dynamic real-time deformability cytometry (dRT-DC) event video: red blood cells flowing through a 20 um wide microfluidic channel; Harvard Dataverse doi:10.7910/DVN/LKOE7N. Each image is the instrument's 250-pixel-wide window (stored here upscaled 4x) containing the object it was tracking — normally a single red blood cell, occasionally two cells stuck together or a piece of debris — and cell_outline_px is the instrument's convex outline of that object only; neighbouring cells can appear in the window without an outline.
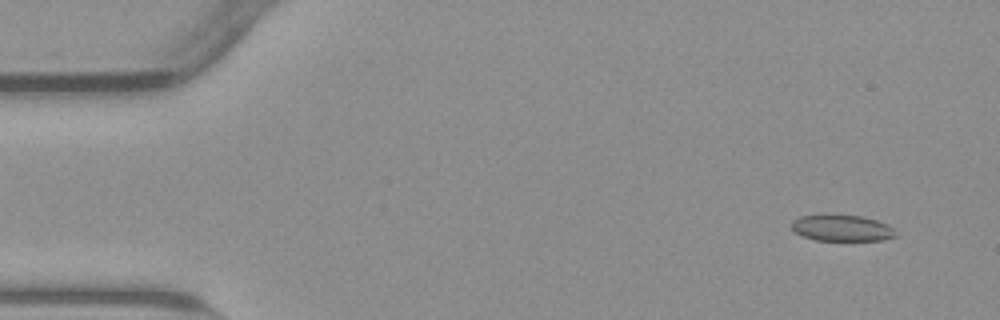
{"species": "common noctule bat (a hibernating species)", "species_latin": "Nyctalus noctula", "temperature_condition": "warm", "stored_images_in_passage": 54, "camera_frame_rate_fps": 3000, "um_per_image_px": 0.085, "animal": {"sex": "male", "body_mass_g": 23.1, "forearm_length_mm": 52.7}, "frame": {"image": 1, "passage_image": 4, "time_ms": 1.0, "image_size_px": [1000, 320], "cell_outline_px": [[896, 236], [880, 240], [816, 240], [804, 236], [796, 232], [792, 228], [792, 220], [800, 216], [824, 212], [860, 216], [876, 220], [888, 224], [896, 232]], "centroid_in_image_um": [71.52, 19.33], "position_along_channel_um": 13.5, "area_um2": 16.3}}
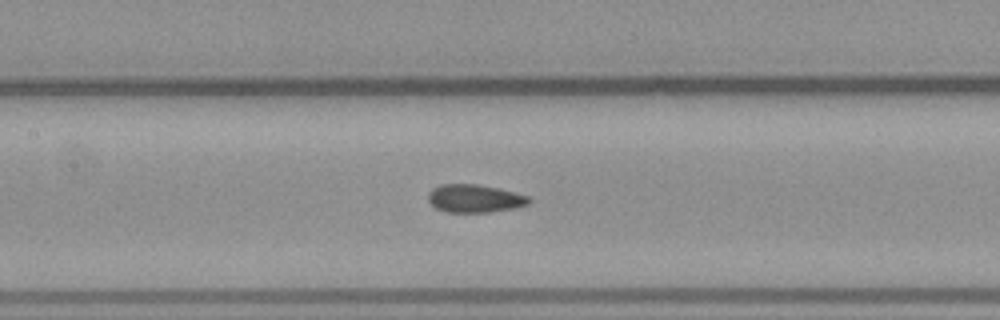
{"frame": {"image": 2, "passage_image": 25, "time_ms": 8.0, "image_size_px": [1000, 320], "cell_outline_px": [[532, 200], [528, 204], [512, 208], [488, 212], [444, 212], [436, 208], [428, 200], [428, 192], [432, 188], [440, 184], [476, 184], [496, 188], [528, 196]], "centroid_in_image_um": [40.29, 16.87], "position_along_channel_um": 167.1, "area_um2": 16.3}}
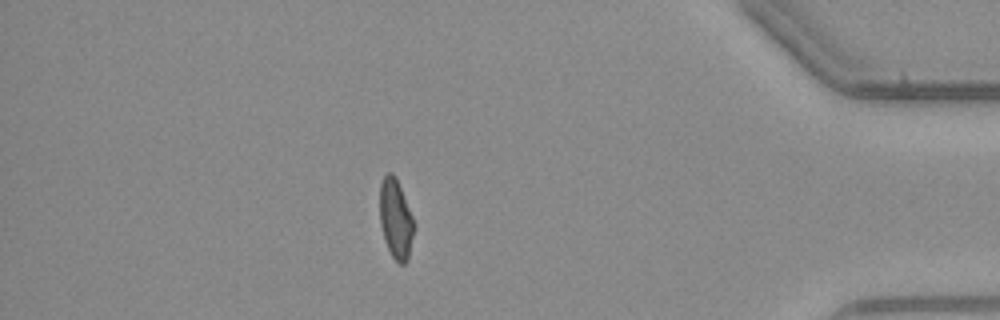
{"frame": {"image": 3, "passage_image": 47, "time_ms": 15.333, "image_size_px": [1000, 320], "cell_outline_px": [[416, 224], [408, 260], [404, 264], [400, 264], [392, 256], [384, 240], [380, 224], [380, 184], [384, 176], [388, 172], [392, 172], [396, 176]], "centroid_in_image_um": [33.65, 18.61], "position_along_channel_um": 401.5, "area_um2": 16.13}, "authors_computed_cell_mechanics": {"area_um2": 16.5019, "velocity_mm_per_s": 3.8233, "shape_relaxation_time_tau1_ms": null, "shape_relaxation_time_tau2_ms": 1.2839, "deformation_change_tau1": null, "deformation_change_tau2": 0.0744}}